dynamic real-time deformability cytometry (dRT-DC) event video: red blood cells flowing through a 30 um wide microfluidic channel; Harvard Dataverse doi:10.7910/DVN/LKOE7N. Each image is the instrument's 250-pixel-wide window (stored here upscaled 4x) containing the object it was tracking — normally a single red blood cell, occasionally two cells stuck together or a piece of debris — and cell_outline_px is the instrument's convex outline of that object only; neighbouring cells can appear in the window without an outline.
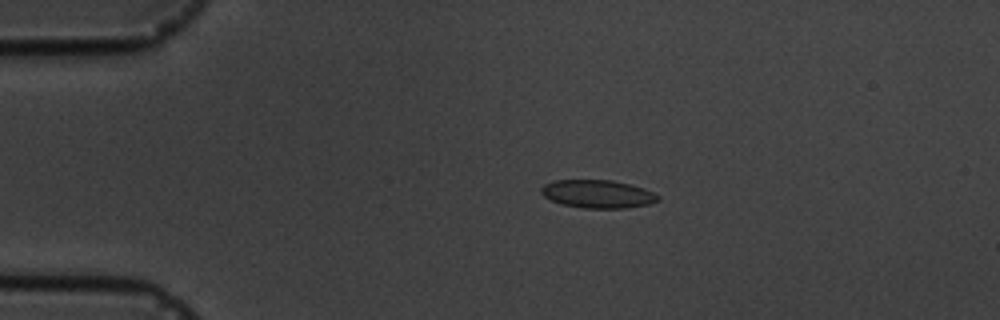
{"species": "common noctule bat (a hibernating species)", "species_latin": "Nyctalus noctula", "temperature_condition": "cold", "stored_images_in_passage": 3, "camera_frame_rate_fps": 3000, "um_per_image_px": 0.085, "animal": {"sex": "male", "body_mass_g": 19.5, "forearm_length_mm": 54.6}, "frame": {"image": 1, "passage_image": 2, "time_ms": 1.333, "image_size_px": [1000, 320], "cell_outline_px": [[660, 200], [648, 204], [624, 208], [580, 208], [560, 204], [544, 196], [540, 192], [540, 188], [544, 184], [556, 180], [612, 180], [644, 188], [660, 196]], "centroid_in_image_um": [50.78, 16.49], "position_along_channel_um": 34.2, "area_um2": 19.13}}